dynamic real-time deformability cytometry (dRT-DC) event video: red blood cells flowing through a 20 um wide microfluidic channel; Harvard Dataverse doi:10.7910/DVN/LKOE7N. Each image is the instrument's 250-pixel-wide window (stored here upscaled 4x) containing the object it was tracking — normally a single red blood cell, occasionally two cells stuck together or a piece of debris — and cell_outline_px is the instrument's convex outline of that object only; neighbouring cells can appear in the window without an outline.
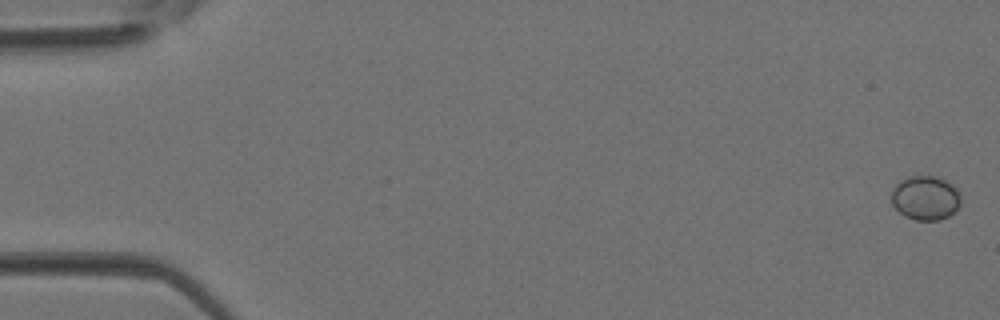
{"species": "Egyptian fruit bat (a non-hibernating species)", "species_latin": "Rousettus aegyptiacus", "temperature_condition": "room temperature", "stored_images_in_passage": 4, "camera_frame_rate_fps": 3000, "um_per_image_px": 0.085, "animal": {"sex": "female"}, "frame": {"image": 1, "passage_image": 1, "time_ms": 0.0, "image_size_px": [1000, 320], "cell_outline_px": [[960, 204], [948, 216], [940, 220], [916, 220], [904, 216], [892, 204], [892, 188], [900, 180], [908, 176], [936, 176], [944, 180], [960, 196]], "centroid_in_image_um": [78.6, 16.83], "position_along_channel_um": 6.4, "area_um2": 17.51}}
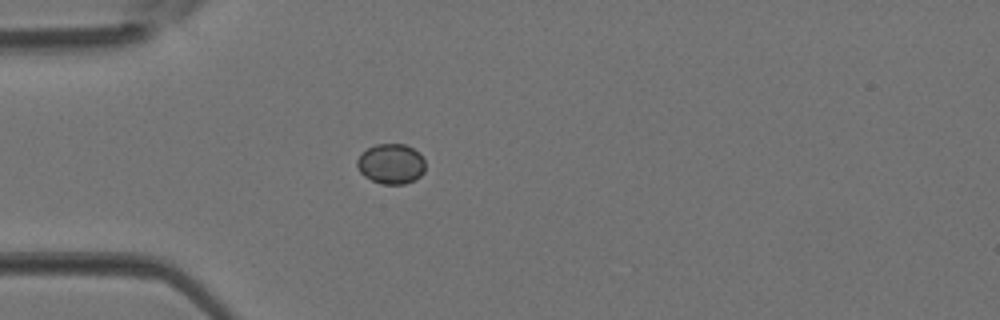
{"frame": {"image": 2, "passage_image": 4, "time_ms": 1.0, "image_size_px": [1000, 320], "cell_outline_px": [[424, 172], [420, 176], [404, 184], [384, 184], [372, 180], [364, 176], [360, 172], [356, 164], [356, 160], [360, 152], [376, 144], [404, 144], [420, 152], [424, 160]], "centroid_in_image_um": [33.22, 13.91], "position_along_channel_um": 51.8, "area_um2": 16.01}}